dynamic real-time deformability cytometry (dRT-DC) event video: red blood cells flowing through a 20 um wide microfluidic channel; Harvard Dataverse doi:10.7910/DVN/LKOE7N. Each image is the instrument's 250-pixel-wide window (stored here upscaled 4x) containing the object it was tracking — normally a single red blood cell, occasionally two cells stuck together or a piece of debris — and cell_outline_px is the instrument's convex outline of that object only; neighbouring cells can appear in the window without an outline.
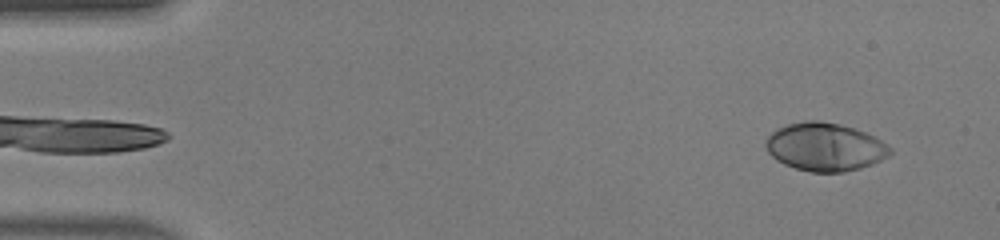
{"species": "human", "species_latin": "Homo sapiens", "temperature_condition": "warm", "stored_images_in_passage": 45, "camera_frame_rate_fps": 3000, "um_per_image_px": 0.085, "donor": {"sex": "male"}, "frame": {"image": 1, "passage_image": 2, "time_ms": 0.333, "image_size_px": [1000, 240], "cell_outline_px": [[892, 152], [888, 156], [872, 164], [860, 168], [844, 172], [808, 172], [784, 164], [776, 160], [768, 152], [764, 144], [764, 140], [776, 128], [788, 124], [804, 120], [816, 120], [840, 124], [864, 132], [880, 140], [892, 148]], "centroid_in_image_um": [70.08, 12.49], "position_along_channel_um": 14.9, "area_um2": 34.91}}
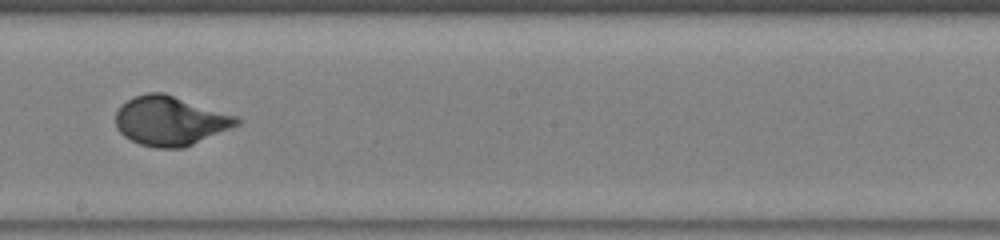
{"frame": {"image": 2, "passage_image": 25, "time_ms": 8.0, "image_size_px": [1000, 240], "cell_outline_px": [[244, 120], [240, 124], [232, 128], [184, 148], [156, 148], [140, 144], [124, 136], [116, 128], [116, 112], [120, 104], [132, 96], [148, 92], [164, 92], [240, 116]], "centroid_in_image_um": [14.51, 10.25], "position_along_channel_um": 233.7, "area_um2": 35.49}}
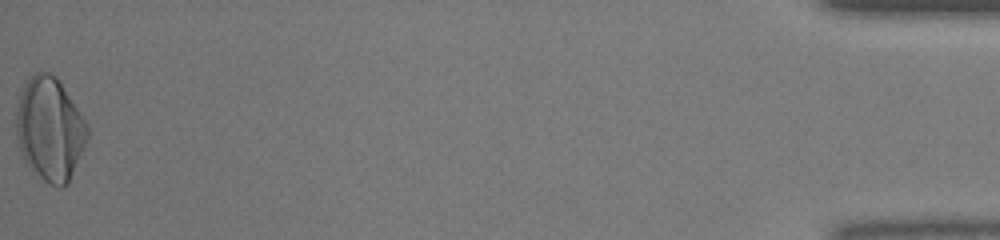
{"frame": {"image": 3, "passage_image": 45, "time_ms": 14.667, "image_size_px": [1000, 240], "cell_outline_px": [[88, 140], [68, 180], [60, 188], [44, 180], [32, 172], [24, 160], [20, 152], [16, 132], [16, 112], [20, 92], [24, 84], [40, 68], [56, 76], [60, 80], [88, 124]], "centroid_in_image_um": [4.23, 10.92], "position_along_channel_um": 431.0, "area_um2": 43.0}, "authors_computed_cell_mechanics": {"area_um2": 34.2176, "velocity_mm_per_s": 4.4344, "shape_relaxation_time_tau1_ms": 3.2218, "shape_relaxation_time_tau2_ms": null, "deformation_change_tau1": 0.1985, "deformation_change_tau2": null}}